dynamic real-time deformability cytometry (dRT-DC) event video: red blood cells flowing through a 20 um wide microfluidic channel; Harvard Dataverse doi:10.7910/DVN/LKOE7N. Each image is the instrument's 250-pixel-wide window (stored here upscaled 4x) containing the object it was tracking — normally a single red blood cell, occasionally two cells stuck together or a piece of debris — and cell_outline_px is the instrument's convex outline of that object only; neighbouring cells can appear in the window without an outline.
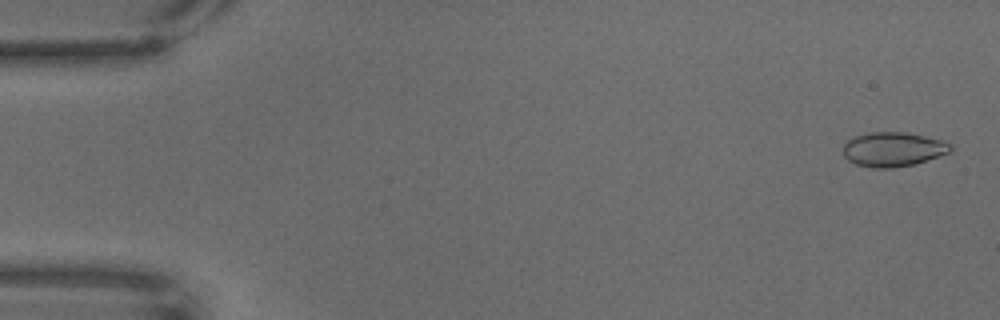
{"species": "common noctule bat (a hibernating species)", "species_latin": "Nyctalus noctula", "temperature_condition": "warm", "stored_images_in_passage": 67, "camera_frame_rate_fps": 3000, "um_per_image_px": 0.085, "animal": {"sex": "male", "body_mass_g": 18.8}, "frame": {"image": 1, "passage_image": 2, "time_ms": 0.333, "image_size_px": [1000, 320], "cell_outline_px": [[952, 152], [916, 164], [892, 168], [876, 168], [856, 164], [848, 160], [844, 156], [844, 144], [848, 140], [856, 136], [872, 132], [908, 132], [940, 140], [952, 144]], "centroid_in_image_um": [75.95, 12.7], "position_along_channel_um": 9.0, "area_um2": 21.56}}
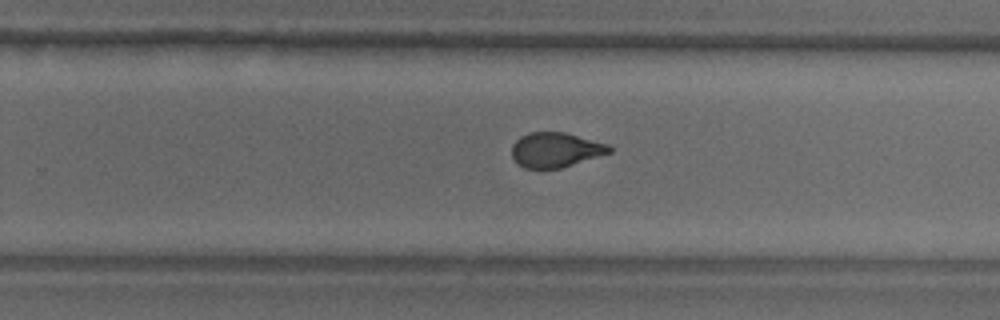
{"frame": {"image": 2, "passage_image": 43, "time_ms": 14.0, "image_size_px": [1000, 320], "cell_outline_px": [[612, 152], [560, 168], [524, 168], [516, 164], [512, 156], [512, 144], [520, 136], [528, 132], [564, 132], [608, 144], [612, 148]], "centroid_in_image_um": [47.19, 12.73], "position_along_channel_um": 282.6, "area_um2": 19.77}}
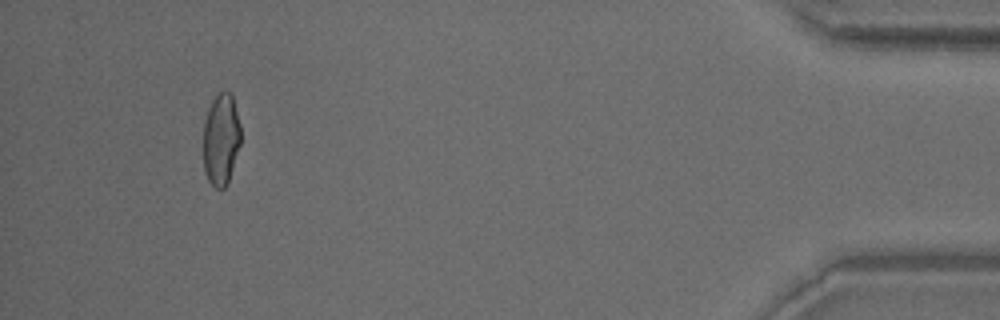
{"frame": {"image": 3, "passage_image": 63, "time_ms": 20.667, "image_size_px": [1000, 320], "cell_outline_px": [[240, 144], [228, 184], [224, 188], [216, 188], [208, 180], [204, 172], [204, 120], [208, 108], [212, 100], [220, 92], [232, 92], [240, 124]], "centroid_in_image_um": [18.79, 11.84], "position_along_channel_um": 416.4, "area_um2": 20.11}}